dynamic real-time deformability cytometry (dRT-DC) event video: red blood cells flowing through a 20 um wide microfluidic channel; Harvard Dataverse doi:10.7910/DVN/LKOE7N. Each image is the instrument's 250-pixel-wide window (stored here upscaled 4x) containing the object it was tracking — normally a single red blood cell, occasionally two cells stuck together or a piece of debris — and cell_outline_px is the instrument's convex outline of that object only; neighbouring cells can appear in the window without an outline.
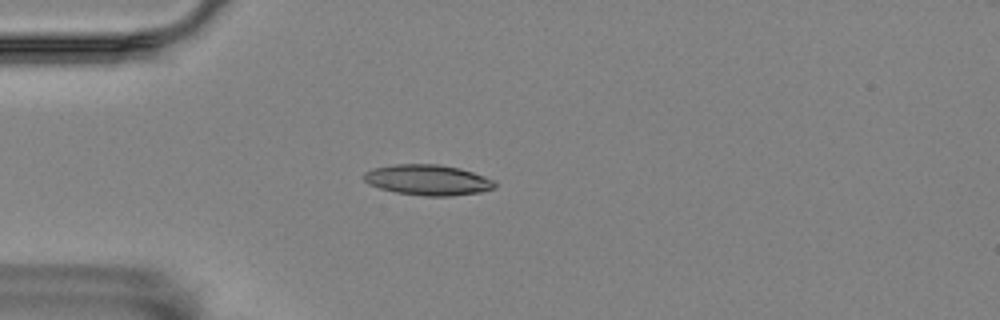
{"species": "Egyptian fruit bat (a non-hibernating species)", "species_latin": "Rousettus aegyptiacus", "temperature_condition": "room temperature", "stored_images_in_passage": 43, "camera_frame_rate_fps": 3000, "um_per_image_px": 0.085, "animal": {"sex": "female"}, "frame": {"image": 1, "passage_image": 2, "time_ms": 0.333, "image_size_px": [1000, 320], "cell_outline_px": [[496, 188], [480, 192], [452, 196], [424, 196], [396, 192], [380, 188], [368, 184], [364, 180], [364, 172], [372, 168], [396, 164], [440, 164], [460, 168], [484, 176], [492, 180], [496, 184]], "centroid_in_image_um": [36.36, 15.29], "position_along_channel_um": 48.6, "area_um2": 23.35}}
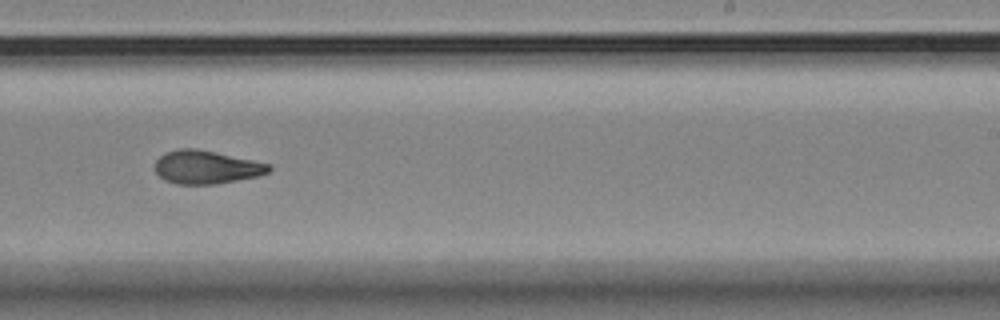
{"frame": {"image": 2, "passage_image": 22, "time_ms": 7.0, "image_size_px": [1000, 320], "cell_outline_px": [[272, 168], [268, 172], [260, 176], [216, 184], [176, 184], [164, 180], [156, 172], [156, 160], [164, 152], [180, 148], [196, 148], [272, 164]], "centroid_in_image_um": [17.55, 14.21], "position_along_channel_um": 271.4, "area_um2": 22.2}}
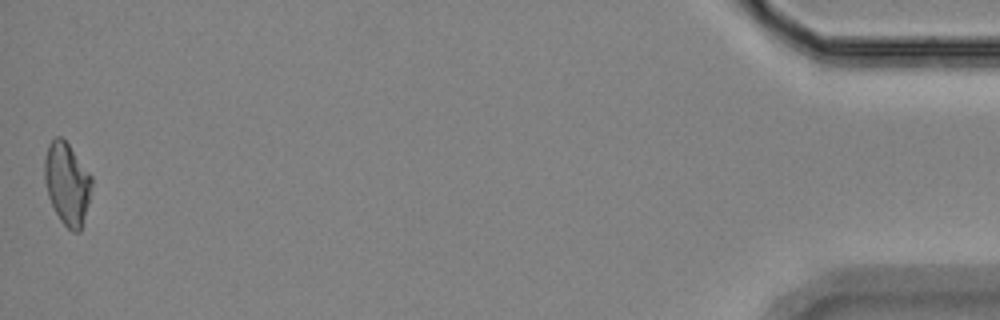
{"frame": {"image": 3, "passage_image": 43, "time_ms": 14.0, "image_size_px": [1000, 320], "cell_outline_px": [[92, 184], [88, 204], [80, 232], [72, 232], [60, 220], [48, 196], [44, 180], [44, 160], [48, 144], [56, 136], [60, 136], [68, 144], [92, 176]], "centroid_in_image_um": [5.69, 15.6], "position_along_channel_um": 429.5, "area_um2": 22.43}, "authors_computed_cell_mechanics": {"area_um2": 22.3108, "velocity_mm_per_s": 3.5344, "shape_relaxation_time_tau1_ms": 6.1998, "shape_relaxation_time_tau2_ms": 2.3265, "deformation_change_tau1": 0.1628, "deformation_change_tau2": 0.0864}}